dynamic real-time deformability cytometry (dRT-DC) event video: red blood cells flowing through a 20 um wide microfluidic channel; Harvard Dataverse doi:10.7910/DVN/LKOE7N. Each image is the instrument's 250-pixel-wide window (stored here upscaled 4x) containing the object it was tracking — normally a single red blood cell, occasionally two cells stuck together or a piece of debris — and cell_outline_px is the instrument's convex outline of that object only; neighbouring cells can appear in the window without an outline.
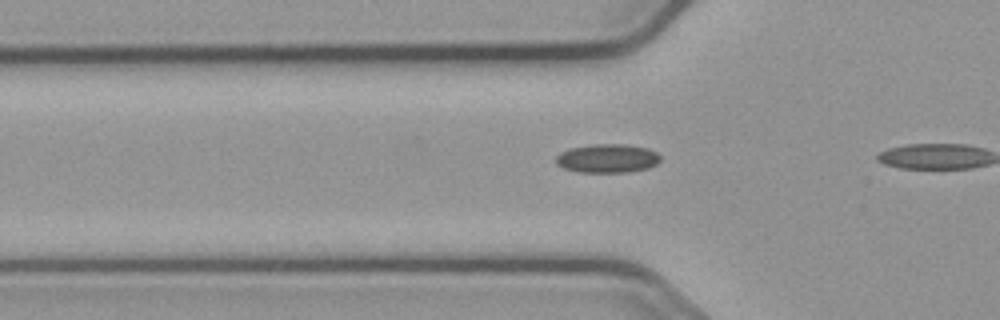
{"species": "common noctule bat (a hibernating species)", "species_latin": "Nyctalus noctula", "temperature_condition": "cold", "stored_images_in_passage": 12, "camera_frame_rate_fps": 3000, "um_per_image_px": 0.085, "animal": {"sex": "male", "body_mass_g": 23.1, "forearm_length_mm": 52.7}, "frame": {"image": 1, "passage_image": 7, "time_ms": 2.0, "image_size_px": [1000, 320], "cell_outline_px": [[660, 160], [656, 164], [648, 168], [628, 172], [580, 172], [564, 168], [556, 164], [556, 156], [560, 152], [572, 148], [596, 144], [624, 144], [648, 148], [656, 152], [660, 156]], "centroid_in_image_um": [51.64, 13.46], "position_along_channel_um": 74.2, "area_um2": 17.4}}